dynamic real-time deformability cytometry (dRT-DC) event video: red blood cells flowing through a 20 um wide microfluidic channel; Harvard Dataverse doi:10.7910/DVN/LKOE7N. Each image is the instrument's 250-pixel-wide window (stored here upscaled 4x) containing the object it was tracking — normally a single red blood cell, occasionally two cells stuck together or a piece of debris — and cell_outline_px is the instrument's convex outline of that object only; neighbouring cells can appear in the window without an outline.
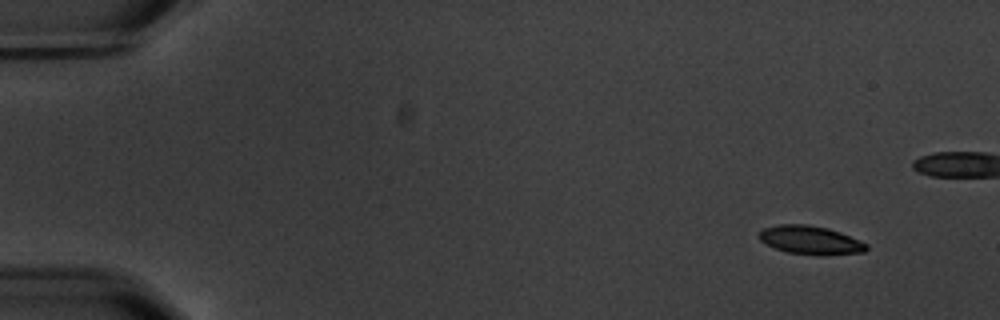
{"species": "common noctule bat (a hibernating species)", "species_latin": "Nyctalus noctula", "temperature_condition": "warm", "stored_images_in_passage": 9, "camera_frame_rate_fps": 3000, "um_per_image_px": 0.085, "animal": {"sex": "male", "body_mass_g": 20.1, "forearm_length_mm": 53.5}, "frame": {"image": 1, "passage_image": 1, "time_ms": 0.0, "image_size_px": [1000, 320], "cell_outline_px": [[868, 248], [864, 252], [828, 256], [820, 256], [788, 252], [776, 248], [760, 240], [760, 232], [764, 228], [780, 224], [808, 224], [828, 228], [840, 232], [860, 240], [868, 244]], "centroid_in_image_um": [68.95, 20.42], "position_along_channel_um": 16.0, "area_um2": 17.92}}
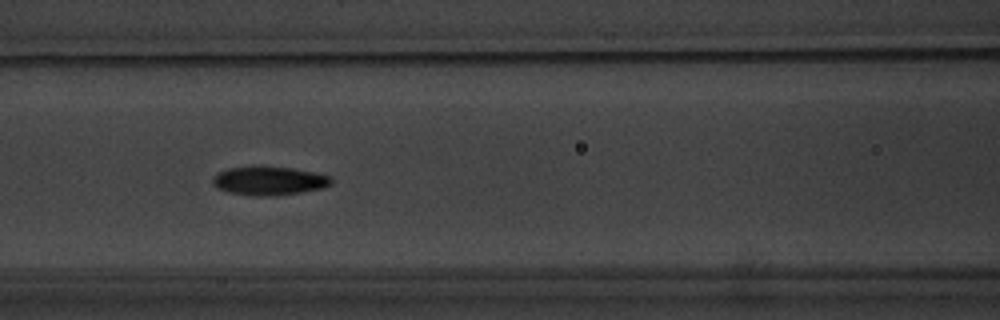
{"frame": {"image": 2, "passage_image": 7, "time_ms": 7.0, "image_size_px": [1000, 320], "cell_outline_px": [[332, 184], [324, 188], [276, 196], [256, 196], [228, 192], [216, 188], [212, 184], [212, 176], [228, 168], [252, 164], [292, 168], [332, 176]], "centroid_in_image_um": [22.84, 15.34], "position_along_channel_um": 143.8, "area_um2": 20.4}}
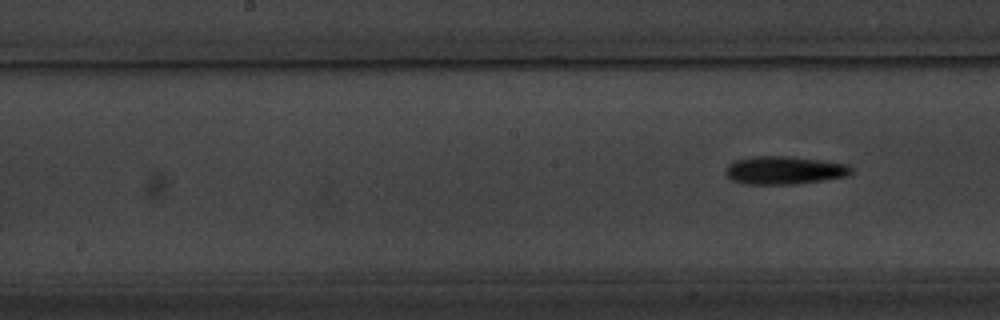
{"frame": {"image": 3, "passage_image": 9, "time_ms": 10.333, "image_size_px": [1000, 320], "cell_outline_px": [[852, 172], [848, 176], [796, 184], [744, 184], [732, 180], [724, 172], [724, 168], [728, 164], [736, 160], [752, 156], [788, 156], [820, 160], [848, 164], [852, 168]], "centroid_in_image_um": [66.64, 14.47], "position_along_channel_um": 181.6, "area_um2": 20.63}}